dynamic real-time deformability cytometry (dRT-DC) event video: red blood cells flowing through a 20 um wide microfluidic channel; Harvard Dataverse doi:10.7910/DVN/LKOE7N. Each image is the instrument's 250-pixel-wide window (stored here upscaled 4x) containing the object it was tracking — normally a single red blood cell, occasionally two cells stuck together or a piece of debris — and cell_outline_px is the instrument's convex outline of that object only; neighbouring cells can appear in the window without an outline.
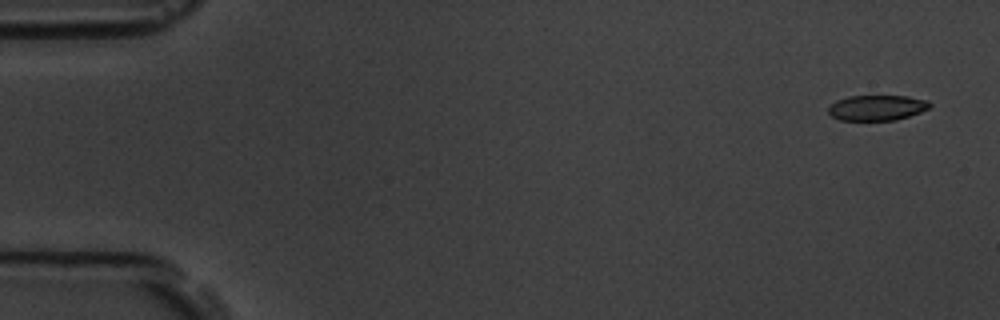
{"species": "common noctule bat (a hibernating species)", "species_latin": "Nyctalus noctula", "temperature_condition": "room temperature", "stored_images_in_passage": 4, "camera_frame_rate_fps": 3000, "um_per_image_px": 0.085, "animal": {"sex": "male", "body_mass_g": 19.5, "forearm_length_mm": 54.6}, "frame": {"image": 1, "passage_image": 1, "time_ms": 0.0, "image_size_px": [1000, 320], "cell_outline_px": [[932, 104], [928, 108], [920, 112], [896, 120], [840, 120], [832, 116], [828, 112], [828, 108], [836, 100], [848, 96], [908, 96], [928, 100]], "centroid_in_image_um": [74.54, 9.15], "position_along_channel_um": 10.5, "area_um2": 14.97}}
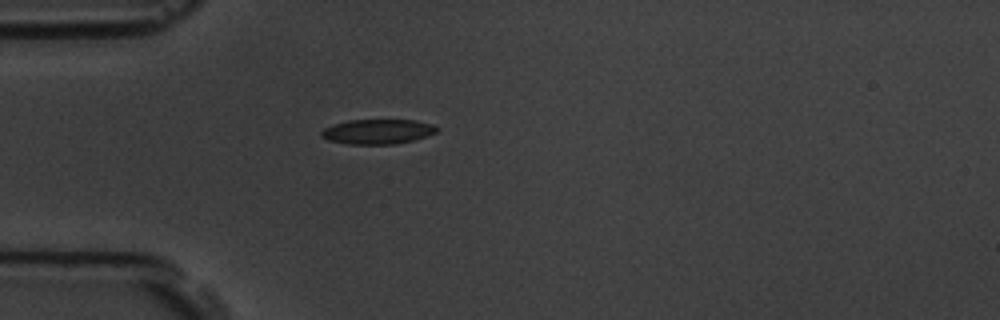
{"frame": {"image": 2, "passage_image": 4, "time_ms": 4.333, "image_size_px": [1000, 320], "cell_outline_px": [[440, 128], [436, 132], [428, 136], [412, 140], [392, 144], [348, 144], [328, 140], [320, 136], [320, 132], [324, 128], [332, 124], [348, 120], [416, 120], [432, 124]], "centroid_in_image_um": [32.09, 11.18], "position_along_channel_um": 52.9, "area_um2": 16.76}}